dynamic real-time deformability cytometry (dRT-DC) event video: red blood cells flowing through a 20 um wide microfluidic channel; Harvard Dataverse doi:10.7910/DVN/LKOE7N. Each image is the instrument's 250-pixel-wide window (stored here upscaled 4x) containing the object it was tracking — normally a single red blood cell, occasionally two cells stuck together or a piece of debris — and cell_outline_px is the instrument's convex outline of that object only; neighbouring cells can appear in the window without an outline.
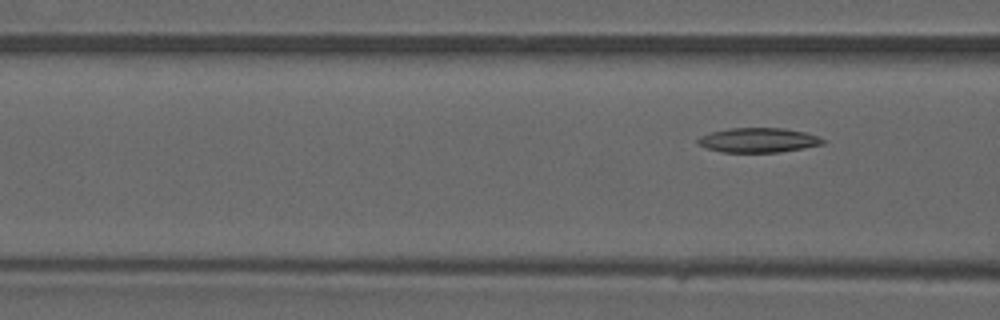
{"species": "common noctule bat (a hibernating species)", "species_latin": "Nyctalus noctula", "temperature_condition": "warm", "stored_images_in_passage": 4, "camera_frame_rate_fps": 3000, "um_per_image_px": 0.085, "animal": {"sex": "male", "forearm_length_mm": 52.5}, "frame": {"image": 1, "passage_image": 4, "time_ms": 1.0, "image_size_px": [1000, 320], "cell_outline_px": [[828, 140], [824, 144], [804, 148], [780, 152], [724, 152], [708, 148], [696, 144], [696, 140], [700, 136], [712, 132], [728, 128], [780, 128], [804, 132]], "centroid_in_image_um": [64.46, 11.91], "position_along_channel_um": 102.1, "area_um2": 17.86}}